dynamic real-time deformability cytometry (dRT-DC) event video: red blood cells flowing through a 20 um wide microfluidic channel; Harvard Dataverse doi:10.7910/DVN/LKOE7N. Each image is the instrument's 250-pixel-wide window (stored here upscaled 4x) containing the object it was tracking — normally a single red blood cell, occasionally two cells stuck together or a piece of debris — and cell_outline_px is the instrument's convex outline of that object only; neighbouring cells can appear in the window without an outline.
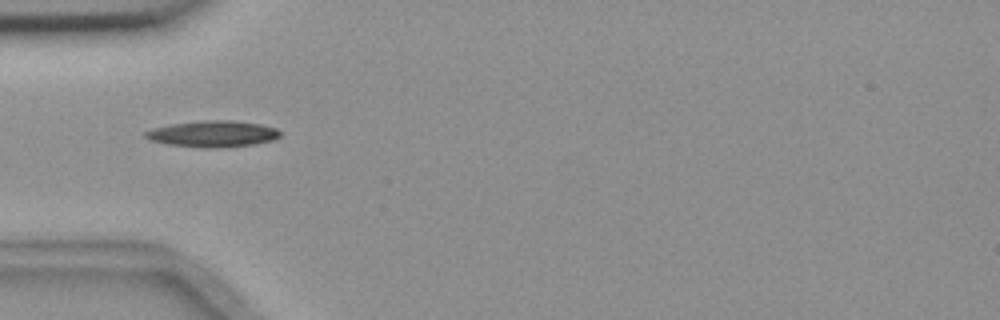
{"species": "common noctule bat (a hibernating species)", "species_latin": "Nyctalus noctula", "temperature_condition": "room temperature", "stored_images_in_passage": 8, "camera_frame_rate_fps": 3000, "um_per_image_px": 0.085, "animal": {"sex": "female", "body_mass_g": 18.4}, "frame": {"image": 1, "passage_image": 4, "time_ms": 4.333, "image_size_px": [1000, 320], "cell_outline_px": [[280, 136], [272, 140], [256, 144], [220, 148], [204, 148], [168, 144], [152, 140], [144, 136], [144, 132], [152, 128], [172, 124], [204, 120], [232, 120], [260, 124], [276, 128], [280, 132]], "centroid_in_image_um": [18.11, 11.38], "position_along_channel_um": 66.9, "area_um2": 20.63}}
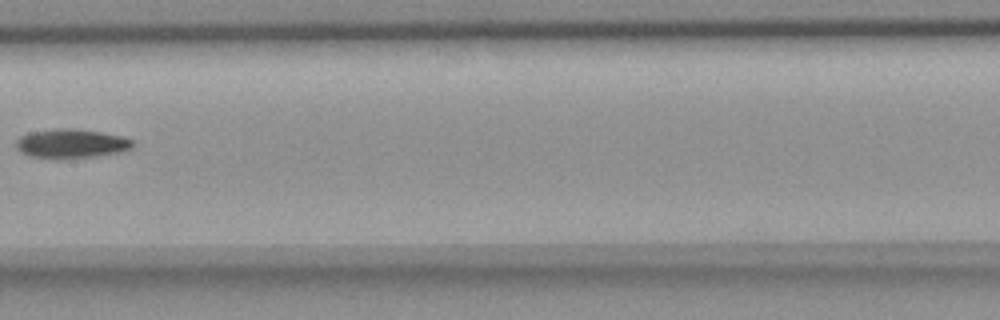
{"frame": {"image": 2, "passage_image": 7, "time_ms": 8.0, "image_size_px": [1000, 320], "cell_outline_px": [[132, 148], [120, 152], [96, 156], [32, 156], [16, 148], [16, 140], [20, 136], [28, 132], [60, 128], [72, 128], [100, 132], [120, 136], [132, 140]], "centroid_in_image_um": [6.06, 12.16], "position_along_channel_um": 201.3, "area_um2": 18.9}}
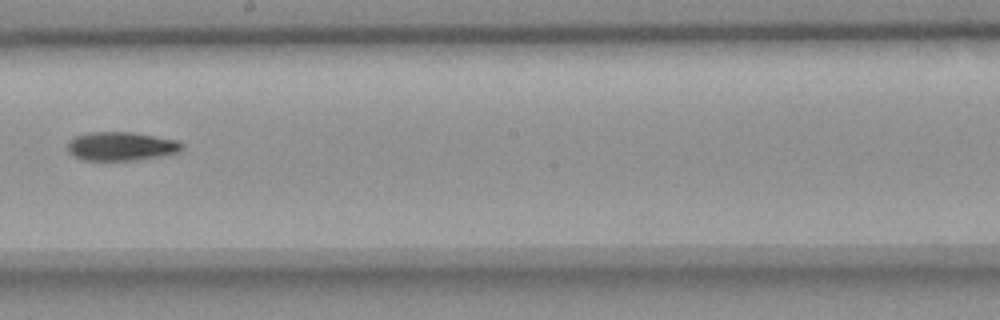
{"frame": {"image": 3, "passage_image": 8, "time_ms": 9.0, "image_size_px": [1000, 320], "cell_outline_px": [[184, 148], [176, 152], [156, 156], [132, 160], [84, 160], [72, 156], [68, 152], [68, 140], [76, 136], [88, 132], [132, 132], [176, 140], [184, 144]], "centroid_in_image_um": [10.24, 12.42], "position_along_channel_um": 238.0, "area_um2": 18.96}}